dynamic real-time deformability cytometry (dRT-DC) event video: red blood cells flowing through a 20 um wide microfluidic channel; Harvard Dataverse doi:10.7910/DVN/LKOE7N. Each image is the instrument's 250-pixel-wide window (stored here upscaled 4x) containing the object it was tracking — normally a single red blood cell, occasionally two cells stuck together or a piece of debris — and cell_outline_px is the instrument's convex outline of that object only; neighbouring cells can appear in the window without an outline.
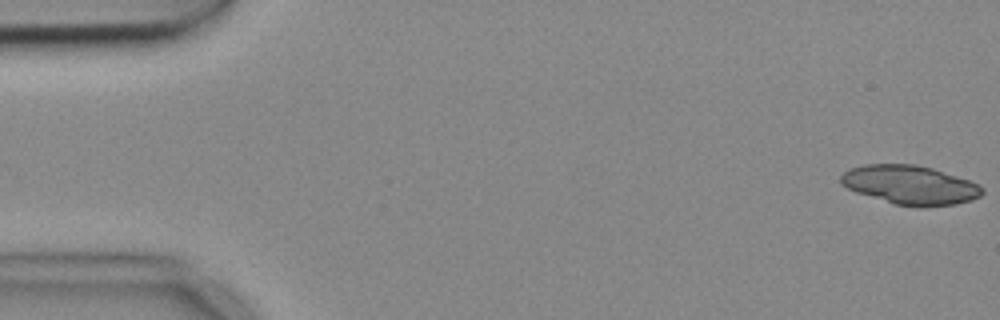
{"species": "common noctule bat (a hibernating species)", "species_latin": "Nyctalus noctula", "temperature_condition": "cold", "stored_images_in_passage": 5, "segment_of_instrument_passage": [1, 2], "camera_frame_rate_fps": 3000, "um_per_image_px": 0.085, "animal": {"sex": "female", "body_mass_g": 18.4}, "frame": {"image": 1, "passage_image": 1, "time_ms": 0.0, "image_size_px": [1000, 320], "cell_outline_px": [[984, 192], [980, 196], [972, 200], [956, 204], [924, 208], [916, 208], [892, 204], [856, 192], [840, 184], [840, 176], [844, 172], [852, 168], [864, 164], [916, 164], [932, 168], [980, 184], [984, 188]], "centroid_in_image_um": [77.37, 15.74], "position_along_channel_um": 7.6, "area_um2": 32.54}}